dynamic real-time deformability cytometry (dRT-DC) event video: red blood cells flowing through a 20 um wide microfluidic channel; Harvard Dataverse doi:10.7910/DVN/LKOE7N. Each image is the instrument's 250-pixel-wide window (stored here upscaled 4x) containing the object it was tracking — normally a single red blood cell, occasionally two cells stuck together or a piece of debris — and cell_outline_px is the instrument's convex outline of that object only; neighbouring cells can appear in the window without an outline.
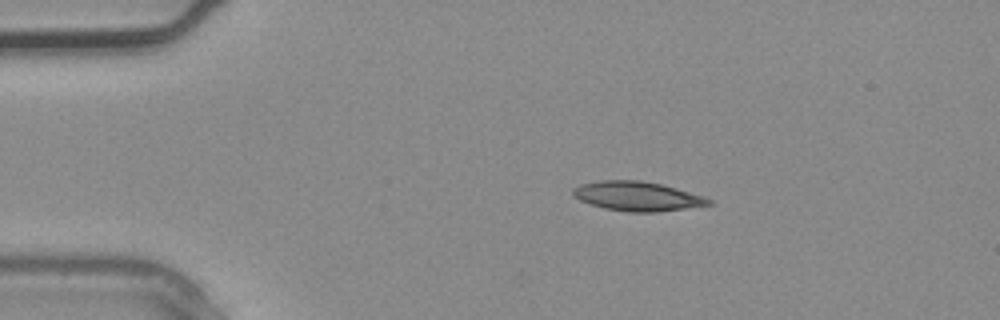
{"species": "common noctule bat (a hibernating species)", "species_latin": "Nyctalus noctula", "temperature_condition": "warm", "stored_images_in_passage": 1, "camera_frame_rate_fps": 3000, "um_per_image_px": 0.085, "animal": {"sex": "male", "body_mass_g": 20.4}, "frame": {"image": 1, "passage_image": 1, "time_ms": 0.0, "image_size_px": [1000, 320], "cell_outline_px": [[712, 204], [656, 212], [628, 212], [604, 208], [580, 200], [572, 196], [572, 188], [580, 184], [600, 180], [640, 180], [660, 184], [676, 188], [704, 196], [712, 200]], "centroid_in_image_um": [54.13, 16.67], "position_along_channel_um": 30.9, "area_um2": 23.12}}